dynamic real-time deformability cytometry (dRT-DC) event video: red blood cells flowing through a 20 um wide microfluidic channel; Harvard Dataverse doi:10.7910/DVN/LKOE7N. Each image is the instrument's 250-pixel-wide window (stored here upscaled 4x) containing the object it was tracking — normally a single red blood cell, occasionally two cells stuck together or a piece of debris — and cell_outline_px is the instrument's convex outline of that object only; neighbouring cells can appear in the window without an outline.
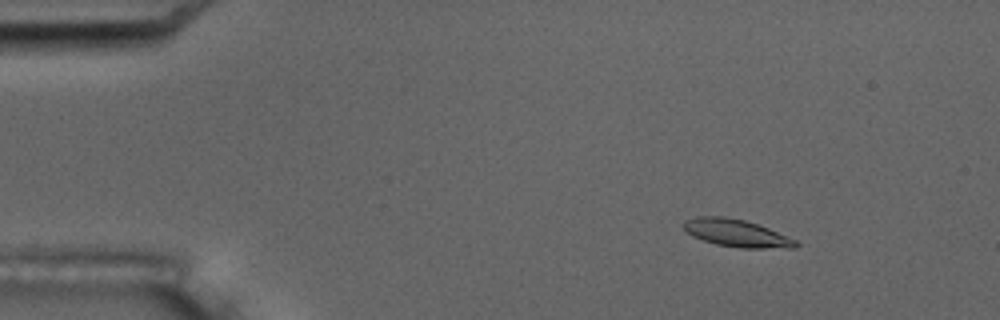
{"species": "common noctule bat (a hibernating species)", "species_latin": "Nyctalus noctula", "temperature_condition": "room temperature", "stored_images_in_passage": 6, "camera_frame_rate_fps": 3000, "um_per_image_px": 0.085, "animal": {"sex": "male", "body_mass_g": 17.5, "forearm_length_mm": 52.3}, "frame": {"image": 1, "passage_image": 2, "time_ms": 1.333, "image_size_px": [1000, 320], "cell_outline_px": [[800, 244], [796, 248], [740, 248], [716, 244], [692, 236], [684, 228], [684, 220], [696, 216], [724, 216], [744, 220], [768, 228], [796, 240]], "centroid_in_image_um": [62.61, 19.82], "position_along_channel_um": 22.4, "area_um2": 17.86}}